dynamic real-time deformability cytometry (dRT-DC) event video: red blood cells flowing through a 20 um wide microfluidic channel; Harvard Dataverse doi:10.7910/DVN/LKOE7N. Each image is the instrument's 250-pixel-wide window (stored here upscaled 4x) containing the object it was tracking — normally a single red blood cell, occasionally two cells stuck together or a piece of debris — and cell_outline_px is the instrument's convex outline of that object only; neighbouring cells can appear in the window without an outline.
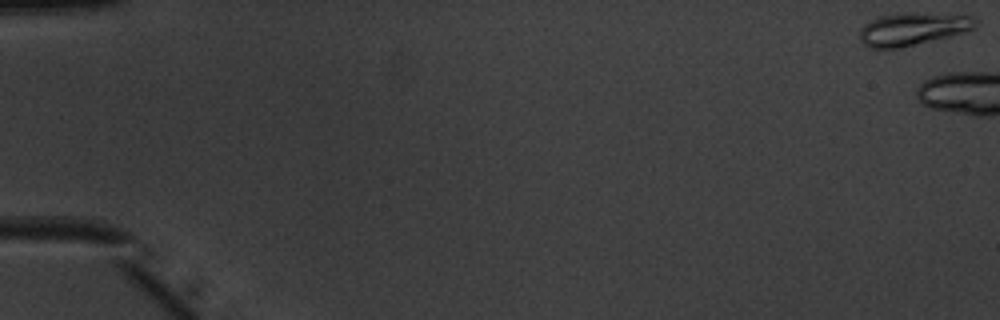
{"species": "common noctule bat (a hibernating species)", "species_latin": "Nyctalus noctula", "temperature_condition": "warm", "stored_images_in_passage": 7, "camera_frame_rate_fps": 3000, "um_per_image_px": 0.085, "animal": {"sex": "male", "body_mass_g": 20.1, "forearm_length_mm": 53.5}, "frame": {"image": 1, "passage_image": 1, "time_ms": 0.0, "image_size_px": [1000, 320], "cell_outline_px": [[980, 20], [976, 28], [964, 32], [948, 36], [896, 48], [872, 48], [864, 44], [860, 40], [860, 28], [864, 24], [880, 16], [900, 12], [916, 12], [972, 16]], "centroid_in_image_um": [77.61, 2.43], "position_along_channel_um": 7.4, "area_um2": 22.02}}